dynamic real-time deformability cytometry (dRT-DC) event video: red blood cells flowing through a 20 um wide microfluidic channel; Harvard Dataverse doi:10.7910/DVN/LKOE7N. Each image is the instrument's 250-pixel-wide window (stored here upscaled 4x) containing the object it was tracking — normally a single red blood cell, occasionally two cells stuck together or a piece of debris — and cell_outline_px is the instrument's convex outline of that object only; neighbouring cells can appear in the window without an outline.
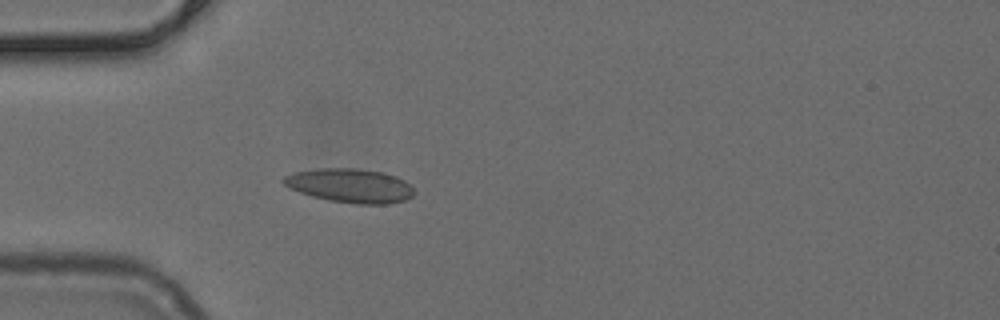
{"species": "common noctule bat (a hibernating species)", "species_latin": "Nyctalus noctula", "temperature_condition": "cold", "stored_images_in_passage": 41, "camera_frame_rate_fps": 3000, "um_per_image_px": 0.085, "animal": {"sex": "female", "body_mass_g": 24.6, "forearm_length_mm": 56.2}, "frame": {"image": 1, "passage_image": 8, "time_ms": 2.333, "image_size_px": [1000, 320], "cell_outline_px": [[416, 192], [412, 196], [404, 200], [388, 204], [356, 204], [328, 200], [312, 196], [288, 188], [280, 180], [284, 176], [296, 172], [320, 168], [356, 168], [384, 172], [396, 176], [404, 180]], "centroid_in_image_um": [29.75, 15.78], "position_along_channel_um": 55.2, "area_um2": 25.95}}
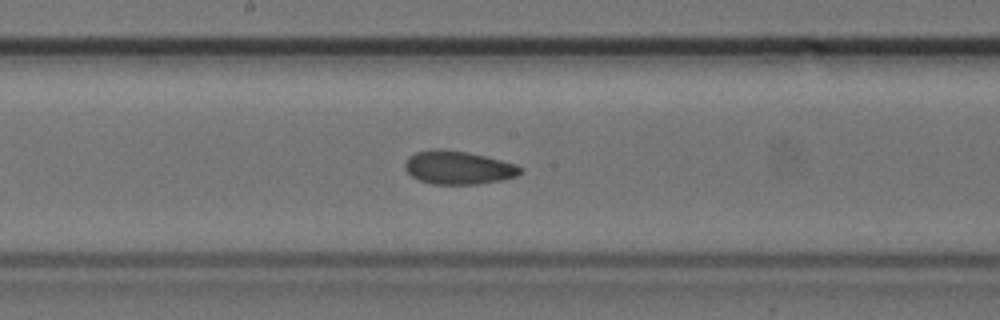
{"frame": {"image": 2, "passage_image": 20, "time_ms": 6.333, "image_size_px": [1000, 320], "cell_outline_px": [[524, 172], [516, 176], [504, 180], [480, 184], [432, 184], [420, 180], [412, 176], [404, 168], [404, 164], [408, 156], [416, 152], [436, 148], [440, 148], [468, 152], [516, 164], [524, 168]], "centroid_in_image_um": [38.97, 14.24], "position_along_channel_um": 209.2, "area_um2": 22.66}}
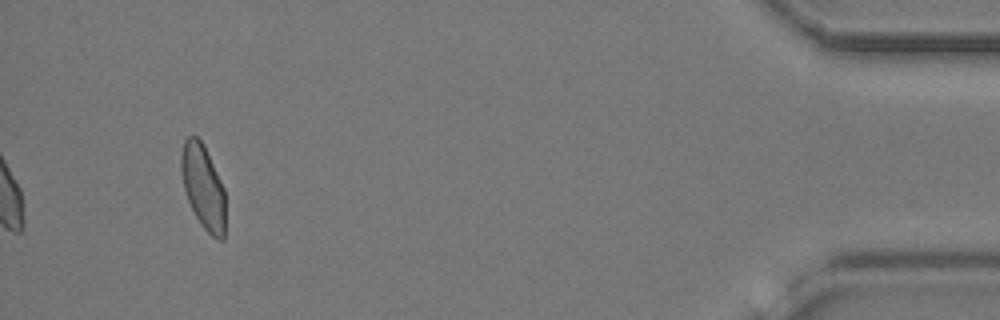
{"frame": {"image": 3, "passage_image": 41, "time_ms": 13.333, "image_size_px": [1000, 320], "cell_outline_px": [[224, 240], [216, 240], [200, 224], [188, 200], [184, 188], [180, 168], [180, 156], [184, 140], [188, 136], [196, 136], [204, 144], [224, 188]], "centroid_in_image_um": [17.25, 15.86], "position_along_channel_um": 417.9, "area_um2": 21.62}}